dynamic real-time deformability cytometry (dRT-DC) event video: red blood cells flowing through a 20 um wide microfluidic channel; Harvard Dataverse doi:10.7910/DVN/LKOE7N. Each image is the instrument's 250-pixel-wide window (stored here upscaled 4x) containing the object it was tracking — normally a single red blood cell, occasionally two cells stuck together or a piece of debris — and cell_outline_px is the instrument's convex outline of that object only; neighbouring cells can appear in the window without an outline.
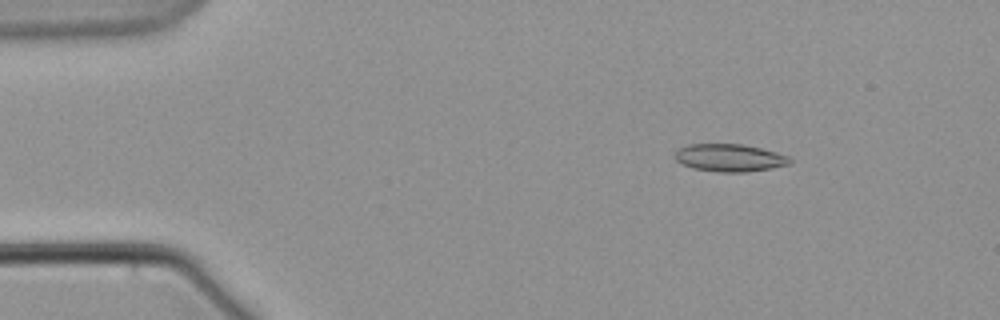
{"species": "common noctule bat (a hibernating species)", "species_latin": "Nyctalus noctula", "temperature_condition": "warm", "stored_images_in_passage": 5, "camera_frame_rate_fps": 3000, "um_per_image_px": 0.085, "animal": {"sex": "male", "body_mass_g": 21.5, "forearm_length_mm": 52.0}, "frame": {"image": 1, "passage_image": 3, "time_ms": 2.333, "image_size_px": [1000, 320], "cell_outline_px": [[792, 160], [788, 164], [772, 168], [748, 172], [720, 172], [692, 168], [676, 160], [676, 152], [680, 148], [688, 144], [744, 144], [776, 152], [788, 156]], "centroid_in_image_um": [62.04, 13.41], "position_along_channel_um": 23.0, "area_um2": 18.32}}